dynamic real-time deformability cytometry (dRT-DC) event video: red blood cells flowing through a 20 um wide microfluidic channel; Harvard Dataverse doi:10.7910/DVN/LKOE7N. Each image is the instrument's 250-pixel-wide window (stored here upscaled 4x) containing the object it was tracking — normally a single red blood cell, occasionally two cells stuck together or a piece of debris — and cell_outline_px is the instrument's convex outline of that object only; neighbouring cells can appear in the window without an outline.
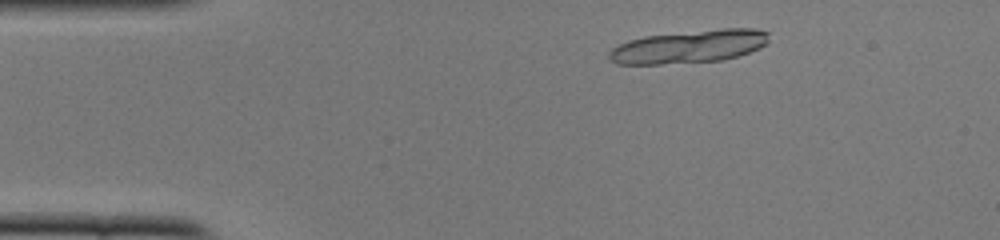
{"species": "common noctule bat (a hibernating species)", "species_latin": "Nyctalus noctula", "temperature_condition": "cold", "stored_images_in_passage": 14, "camera_frame_rate_fps": 3000, "um_per_image_px": 0.085, "animal": {"sex": "female", "body_mass_g": 22.0, "forearm_length_mm": 56.7}, "frame": {"image": 1, "passage_image": 5, "time_ms": 1.333, "image_size_px": [1000, 240], "cell_outline_px": [[768, 44], [760, 48], [724, 60], [660, 64], [616, 64], [608, 60], [608, 52], [612, 48], [628, 40], [644, 36], [720, 28], [756, 28], [768, 32]], "centroid_in_image_um": [58.57, 3.95], "position_along_channel_um": 26.4, "area_um2": 30.92}}